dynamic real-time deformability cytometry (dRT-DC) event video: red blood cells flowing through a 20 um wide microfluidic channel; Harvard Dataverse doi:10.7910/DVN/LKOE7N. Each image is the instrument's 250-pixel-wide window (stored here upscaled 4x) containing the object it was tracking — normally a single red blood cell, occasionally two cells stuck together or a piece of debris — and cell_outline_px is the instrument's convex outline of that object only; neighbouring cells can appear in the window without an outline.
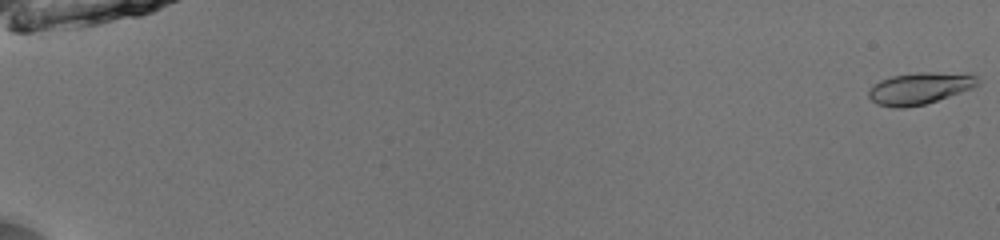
{"species": "common noctule bat (a hibernating species)", "species_latin": "Nyctalus noctula", "temperature_condition": "room temperature", "stored_images_in_passage": 52, "camera_frame_rate_fps": 3000, "um_per_image_px": 0.085, "animal": {"sex": "male", "body_mass_g": 13.0, "forearm_length_mm": 53.1}, "frame": {"image": 1, "passage_image": 1, "time_ms": 0.0, "image_size_px": [1000, 240], "cell_outline_px": [[980, 84], [972, 88], [924, 104], [904, 108], [892, 108], [876, 104], [868, 96], [868, 88], [872, 84], [880, 80], [892, 76], [916, 72], [968, 72], [976, 76], [980, 80]], "centroid_in_image_um": [78.17, 7.48], "position_along_channel_um": 6.8, "area_um2": 20.58}}
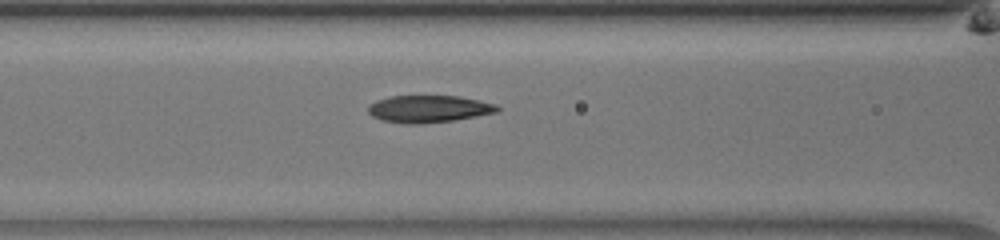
{"frame": {"image": 2, "passage_image": 25, "time_ms": 8.0, "image_size_px": [1000, 240], "cell_outline_px": [[500, 108], [496, 112], [476, 116], [452, 120], [420, 124], [404, 124], [380, 120], [372, 116], [368, 112], [368, 104], [376, 100], [392, 96], [460, 96], [496, 104]], "centroid_in_image_um": [36.39, 9.26], "position_along_channel_um": 130.2, "area_um2": 20.46}}
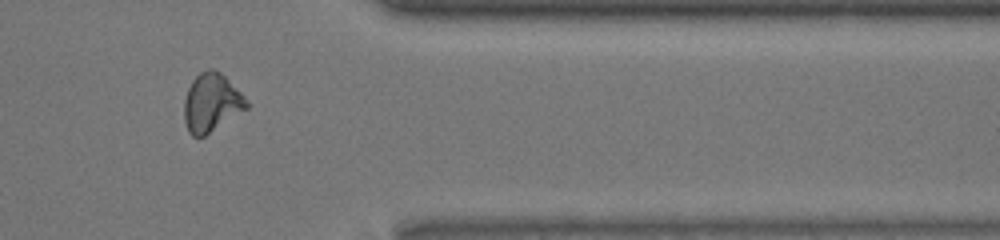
{"frame": {"image": 3, "passage_image": 45, "time_ms": 14.667, "image_size_px": [1000, 240], "cell_outline_px": [[248, 108], [204, 136], [192, 136], [188, 132], [184, 120], [184, 100], [188, 88], [192, 80], [200, 72], [208, 68], [212, 68], [220, 72], [248, 100]], "centroid_in_image_um": [17.96, 8.72], "position_along_channel_um": 393.4, "area_um2": 21.1}, "authors_computed_cell_mechanics": {"area_um2": 20.4612, "velocity_mm_per_s": 4.0602, "shape_relaxation_time_tau1_ms": 3.6966, "shape_relaxation_time_tau2_ms": 2.5611, "deformation_change_tau1": 0.1596, "deformation_change_tau2": 0.0959}}